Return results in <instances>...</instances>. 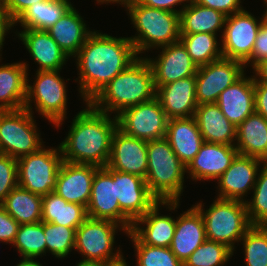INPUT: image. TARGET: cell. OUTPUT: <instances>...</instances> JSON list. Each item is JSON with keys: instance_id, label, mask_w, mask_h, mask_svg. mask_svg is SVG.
<instances>
[{"instance_id": "47", "label": "cell", "mask_w": 267, "mask_h": 266, "mask_svg": "<svg viewBox=\"0 0 267 266\" xmlns=\"http://www.w3.org/2000/svg\"><path fill=\"white\" fill-rule=\"evenodd\" d=\"M255 112L267 120V83L254 82Z\"/></svg>"}, {"instance_id": "21", "label": "cell", "mask_w": 267, "mask_h": 266, "mask_svg": "<svg viewBox=\"0 0 267 266\" xmlns=\"http://www.w3.org/2000/svg\"><path fill=\"white\" fill-rule=\"evenodd\" d=\"M237 155L238 151L234 145L204 142L186 167V173L193 181L217 180Z\"/></svg>"}, {"instance_id": "8", "label": "cell", "mask_w": 267, "mask_h": 266, "mask_svg": "<svg viewBox=\"0 0 267 266\" xmlns=\"http://www.w3.org/2000/svg\"><path fill=\"white\" fill-rule=\"evenodd\" d=\"M127 234L120 224L101 219L87 218L77 229L74 250L84 257L82 260L119 264L125 259L120 247L113 253L117 229ZM120 249V250H119Z\"/></svg>"}, {"instance_id": "9", "label": "cell", "mask_w": 267, "mask_h": 266, "mask_svg": "<svg viewBox=\"0 0 267 266\" xmlns=\"http://www.w3.org/2000/svg\"><path fill=\"white\" fill-rule=\"evenodd\" d=\"M32 115L25 108L0 111V153L19 159L44 146Z\"/></svg>"}, {"instance_id": "2", "label": "cell", "mask_w": 267, "mask_h": 266, "mask_svg": "<svg viewBox=\"0 0 267 266\" xmlns=\"http://www.w3.org/2000/svg\"><path fill=\"white\" fill-rule=\"evenodd\" d=\"M71 122L68 135L59 144L63 161L76 164L107 166L118 119L95 109L90 103Z\"/></svg>"}, {"instance_id": "49", "label": "cell", "mask_w": 267, "mask_h": 266, "mask_svg": "<svg viewBox=\"0 0 267 266\" xmlns=\"http://www.w3.org/2000/svg\"><path fill=\"white\" fill-rule=\"evenodd\" d=\"M13 27V23L9 20L6 12L4 10H0V60H1V52L2 47L4 46L3 42L5 40L6 33L9 32Z\"/></svg>"}, {"instance_id": "56", "label": "cell", "mask_w": 267, "mask_h": 266, "mask_svg": "<svg viewBox=\"0 0 267 266\" xmlns=\"http://www.w3.org/2000/svg\"><path fill=\"white\" fill-rule=\"evenodd\" d=\"M266 10L264 11L265 14H263L264 20L267 21V3H266Z\"/></svg>"}, {"instance_id": "38", "label": "cell", "mask_w": 267, "mask_h": 266, "mask_svg": "<svg viewBox=\"0 0 267 266\" xmlns=\"http://www.w3.org/2000/svg\"><path fill=\"white\" fill-rule=\"evenodd\" d=\"M240 242L246 266H267V226H252Z\"/></svg>"}, {"instance_id": "22", "label": "cell", "mask_w": 267, "mask_h": 266, "mask_svg": "<svg viewBox=\"0 0 267 266\" xmlns=\"http://www.w3.org/2000/svg\"><path fill=\"white\" fill-rule=\"evenodd\" d=\"M195 88V76L176 80L169 84L162 85L159 88H155V97L160 102L168 119L194 116L198 106Z\"/></svg>"}, {"instance_id": "30", "label": "cell", "mask_w": 267, "mask_h": 266, "mask_svg": "<svg viewBox=\"0 0 267 266\" xmlns=\"http://www.w3.org/2000/svg\"><path fill=\"white\" fill-rule=\"evenodd\" d=\"M239 155L255 157L267 163V120L254 112L236 128L234 145Z\"/></svg>"}, {"instance_id": "27", "label": "cell", "mask_w": 267, "mask_h": 266, "mask_svg": "<svg viewBox=\"0 0 267 266\" xmlns=\"http://www.w3.org/2000/svg\"><path fill=\"white\" fill-rule=\"evenodd\" d=\"M25 63L0 65V111L24 108L27 83L30 82L28 64Z\"/></svg>"}, {"instance_id": "17", "label": "cell", "mask_w": 267, "mask_h": 266, "mask_svg": "<svg viewBox=\"0 0 267 266\" xmlns=\"http://www.w3.org/2000/svg\"><path fill=\"white\" fill-rule=\"evenodd\" d=\"M179 203L180 201H157L142 217L133 223L131 232L143 244L155 247H170L176 220L170 215H159V207L163 205L166 209L175 211L179 207ZM143 224L145 227H141Z\"/></svg>"}, {"instance_id": "36", "label": "cell", "mask_w": 267, "mask_h": 266, "mask_svg": "<svg viewBox=\"0 0 267 266\" xmlns=\"http://www.w3.org/2000/svg\"><path fill=\"white\" fill-rule=\"evenodd\" d=\"M44 222L20 224L12 246L17 248L21 257L37 258L46 255Z\"/></svg>"}, {"instance_id": "11", "label": "cell", "mask_w": 267, "mask_h": 266, "mask_svg": "<svg viewBox=\"0 0 267 266\" xmlns=\"http://www.w3.org/2000/svg\"><path fill=\"white\" fill-rule=\"evenodd\" d=\"M117 119L118 128L129 136L146 141L166 137L169 119L156 97L124 109Z\"/></svg>"}, {"instance_id": "48", "label": "cell", "mask_w": 267, "mask_h": 266, "mask_svg": "<svg viewBox=\"0 0 267 266\" xmlns=\"http://www.w3.org/2000/svg\"><path fill=\"white\" fill-rule=\"evenodd\" d=\"M138 3L156 9H163L170 12L180 13L191 2V0H136ZM184 4L180 10H176L174 7L180 4Z\"/></svg>"}, {"instance_id": "23", "label": "cell", "mask_w": 267, "mask_h": 266, "mask_svg": "<svg viewBox=\"0 0 267 266\" xmlns=\"http://www.w3.org/2000/svg\"><path fill=\"white\" fill-rule=\"evenodd\" d=\"M245 74L223 90L216 102L224 116L236 127L255 112L254 76L246 77Z\"/></svg>"}, {"instance_id": "37", "label": "cell", "mask_w": 267, "mask_h": 266, "mask_svg": "<svg viewBox=\"0 0 267 266\" xmlns=\"http://www.w3.org/2000/svg\"><path fill=\"white\" fill-rule=\"evenodd\" d=\"M127 236L131 238L136 251V266H183L170 247L143 244L131 231L127 233Z\"/></svg>"}, {"instance_id": "4", "label": "cell", "mask_w": 267, "mask_h": 266, "mask_svg": "<svg viewBox=\"0 0 267 266\" xmlns=\"http://www.w3.org/2000/svg\"><path fill=\"white\" fill-rule=\"evenodd\" d=\"M146 184L158 201H179L183 193L186 166L166 138L147 141Z\"/></svg>"}, {"instance_id": "6", "label": "cell", "mask_w": 267, "mask_h": 266, "mask_svg": "<svg viewBox=\"0 0 267 266\" xmlns=\"http://www.w3.org/2000/svg\"><path fill=\"white\" fill-rule=\"evenodd\" d=\"M194 207L203 217L207 239L225 244L233 252L235 243L252 227L245 201L216 198L206 210L202 201Z\"/></svg>"}, {"instance_id": "5", "label": "cell", "mask_w": 267, "mask_h": 266, "mask_svg": "<svg viewBox=\"0 0 267 266\" xmlns=\"http://www.w3.org/2000/svg\"><path fill=\"white\" fill-rule=\"evenodd\" d=\"M138 36L129 37L136 53L180 41L179 13L151 8L133 0L126 7Z\"/></svg>"}, {"instance_id": "31", "label": "cell", "mask_w": 267, "mask_h": 266, "mask_svg": "<svg viewBox=\"0 0 267 266\" xmlns=\"http://www.w3.org/2000/svg\"><path fill=\"white\" fill-rule=\"evenodd\" d=\"M226 15L207 8L193 0L179 13L180 34L209 33L217 35L223 31Z\"/></svg>"}, {"instance_id": "32", "label": "cell", "mask_w": 267, "mask_h": 266, "mask_svg": "<svg viewBox=\"0 0 267 266\" xmlns=\"http://www.w3.org/2000/svg\"><path fill=\"white\" fill-rule=\"evenodd\" d=\"M87 218L85 206L67 202L55 191L42 196L43 222L77 229Z\"/></svg>"}, {"instance_id": "29", "label": "cell", "mask_w": 267, "mask_h": 266, "mask_svg": "<svg viewBox=\"0 0 267 266\" xmlns=\"http://www.w3.org/2000/svg\"><path fill=\"white\" fill-rule=\"evenodd\" d=\"M46 31L69 58L78 53L93 32L87 28L84 19L73 6Z\"/></svg>"}, {"instance_id": "19", "label": "cell", "mask_w": 267, "mask_h": 266, "mask_svg": "<svg viewBox=\"0 0 267 266\" xmlns=\"http://www.w3.org/2000/svg\"><path fill=\"white\" fill-rule=\"evenodd\" d=\"M259 158L237 155L230 167L217 179L218 198L244 200L248 191L254 188L261 164Z\"/></svg>"}, {"instance_id": "25", "label": "cell", "mask_w": 267, "mask_h": 266, "mask_svg": "<svg viewBox=\"0 0 267 266\" xmlns=\"http://www.w3.org/2000/svg\"><path fill=\"white\" fill-rule=\"evenodd\" d=\"M180 215L176 218V227L170 248L175 256L184 263L207 237L203 217L193 205Z\"/></svg>"}, {"instance_id": "52", "label": "cell", "mask_w": 267, "mask_h": 266, "mask_svg": "<svg viewBox=\"0 0 267 266\" xmlns=\"http://www.w3.org/2000/svg\"><path fill=\"white\" fill-rule=\"evenodd\" d=\"M36 258L22 257V260L16 266H43Z\"/></svg>"}, {"instance_id": "12", "label": "cell", "mask_w": 267, "mask_h": 266, "mask_svg": "<svg viewBox=\"0 0 267 266\" xmlns=\"http://www.w3.org/2000/svg\"><path fill=\"white\" fill-rule=\"evenodd\" d=\"M263 20V15L259 22L245 9L226 16L223 32L221 31L223 57L245 64L251 57Z\"/></svg>"}, {"instance_id": "28", "label": "cell", "mask_w": 267, "mask_h": 266, "mask_svg": "<svg viewBox=\"0 0 267 266\" xmlns=\"http://www.w3.org/2000/svg\"><path fill=\"white\" fill-rule=\"evenodd\" d=\"M194 118L204 142L235 145L237 127L224 116L216 103L198 105Z\"/></svg>"}, {"instance_id": "51", "label": "cell", "mask_w": 267, "mask_h": 266, "mask_svg": "<svg viewBox=\"0 0 267 266\" xmlns=\"http://www.w3.org/2000/svg\"><path fill=\"white\" fill-rule=\"evenodd\" d=\"M76 266H114V264L100 262V261L81 260L80 262L76 264Z\"/></svg>"}, {"instance_id": "55", "label": "cell", "mask_w": 267, "mask_h": 266, "mask_svg": "<svg viewBox=\"0 0 267 266\" xmlns=\"http://www.w3.org/2000/svg\"><path fill=\"white\" fill-rule=\"evenodd\" d=\"M114 266H129V265L126 263V260H124L123 262L116 264Z\"/></svg>"}, {"instance_id": "33", "label": "cell", "mask_w": 267, "mask_h": 266, "mask_svg": "<svg viewBox=\"0 0 267 266\" xmlns=\"http://www.w3.org/2000/svg\"><path fill=\"white\" fill-rule=\"evenodd\" d=\"M72 7L70 0H47L30 6L14 23L23 29L47 30Z\"/></svg>"}, {"instance_id": "42", "label": "cell", "mask_w": 267, "mask_h": 266, "mask_svg": "<svg viewBox=\"0 0 267 266\" xmlns=\"http://www.w3.org/2000/svg\"><path fill=\"white\" fill-rule=\"evenodd\" d=\"M18 186L17 159L0 153V205L6 196Z\"/></svg>"}, {"instance_id": "46", "label": "cell", "mask_w": 267, "mask_h": 266, "mask_svg": "<svg viewBox=\"0 0 267 266\" xmlns=\"http://www.w3.org/2000/svg\"><path fill=\"white\" fill-rule=\"evenodd\" d=\"M42 1L47 0H6L4 11L14 23L30 6Z\"/></svg>"}, {"instance_id": "44", "label": "cell", "mask_w": 267, "mask_h": 266, "mask_svg": "<svg viewBox=\"0 0 267 266\" xmlns=\"http://www.w3.org/2000/svg\"><path fill=\"white\" fill-rule=\"evenodd\" d=\"M20 224L0 205V241L13 244Z\"/></svg>"}, {"instance_id": "41", "label": "cell", "mask_w": 267, "mask_h": 266, "mask_svg": "<svg viewBox=\"0 0 267 266\" xmlns=\"http://www.w3.org/2000/svg\"><path fill=\"white\" fill-rule=\"evenodd\" d=\"M46 238V252L49 251L56 258L68 257L75 247L76 228L44 222Z\"/></svg>"}, {"instance_id": "26", "label": "cell", "mask_w": 267, "mask_h": 266, "mask_svg": "<svg viewBox=\"0 0 267 266\" xmlns=\"http://www.w3.org/2000/svg\"><path fill=\"white\" fill-rule=\"evenodd\" d=\"M165 138L186 167L204 143L194 116L169 119Z\"/></svg>"}, {"instance_id": "50", "label": "cell", "mask_w": 267, "mask_h": 266, "mask_svg": "<svg viewBox=\"0 0 267 266\" xmlns=\"http://www.w3.org/2000/svg\"><path fill=\"white\" fill-rule=\"evenodd\" d=\"M252 69L256 74L252 75L254 76V82L267 83V59L260 61Z\"/></svg>"}, {"instance_id": "45", "label": "cell", "mask_w": 267, "mask_h": 266, "mask_svg": "<svg viewBox=\"0 0 267 266\" xmlns=\"http://www.w3.org/2000/svg\"><path fill=\"white\" fill-rule=\"evenodd\" d=\"M195 3L222 12L226 16L244 10L241 0H193Z\"/></svg>"}, {"instance_id": "1", "label": "cell", "mask_w": 267, "mask_h": 266, "mask_svg": "<svg viewBox=\"0 0 267 266\" xmlns=\"http://www.w3.org/2000/svg\"><path fill=\"white\" fill-rule=\"evenodd\" d=\"M80 75L79 93L89 103L116 75L139 57L129 37L93 31L74 56Z\"/></svg>"}, {"instance_id": "18", "label": "cell", "mask_w": 267, "mask_h": 266, "mask_svg": "<svg viewBox=\"0 0 267 266\" xmlns=\"http://www.w3.org/2000/svg\"><path fill=\"white\" fill-rule=\"evenodd\" d=\"M107 166L145 179L148 167L147 141L129 136L117 128Z\"/></svg>"}, {"instance_id": "20", "label": "cell", "mask_w": 267, "mask_h": 266, "mask_svg": "<svg viewBox=\"0 0 267 266\" xmlns=\"http://www.w3.org/2000/svg\"><path fill=\"white\" fill-rule=\"evenodd\" d=\"M100 167L63 161L58 170L56 189L65 201L87 207L95 172Z\"/></svg>"}, {"instance_id": "16", "label": "cell", "mask_w": 267, "mask_h": 266, "mask_svg": "<svg viewBox=\"0 0 267 266\" xmlns=\"http://www.w3.org/2000/svg\"><path fill=\"white\" fill-rule=\"evenodd\" d=\"M160 48L162 52L155 59L145 57L153 71L155 88L196 75L198 67L181 41Z\"/></svg>"}, {"instance_id": "39", "label": "cell", "mask_w": 267, "mask_h": 266, "mask_svg": "<svg viewBox=\"0 0 267 266\" xmlns=\"http://www.w3.org/2000/svg\"><path fill=\"white\" fill-rule=\"evenodd\" d=\"M225 244L206 239L183 263V266H223L233 255Z\"/></svg>"}, {"instance_id": "13", "label": "cell", "mask_w": 267, "mask_h": 266, "mask_svg": "<svg viewBox=\"0 0 267 266\" xmlns=\"http://www.w3.org/2000/svg\"><path fill=\"white\" fill-rule=\"evenodd\" d=\"M245 68L242 62L224 57L198 67L195 75L197 104L216 103L220 93L237 81Z\"/></svg>"}, {"instance_id": "43", "label": "cell", "mask_w": 267, "mask_h": 266, "mask_svg": "<svg viewBox=\"0 0 267 266\" xmlns=\"http://www.w3.org/2000/svg\"><path fill=\"white\" fill-rule=\"evenodd\" d=\"M264 59H267V21L265 20L262 21V25L257 34L251 57L244 66L247 67V64L250 63L249 65L253 68L257 63Z\"/></svg>"}, {"instance_id": "3", "label": "cell", "mask_w": 267, "mask_h": 266, "mask_svg": "<svg viewBox=\"0 0 267 266\" xmlns=\"http://www.w3.org/2000/svg\"><path fill=\"white\" fill-rule=\"evenodd\" d=\"M156 95L153 71L147 59L139 56L116 75L89 103L107 114L152 100Z\"/></svg>"}, {"instance_id": "35", "label": "cell", "mask_w": 267, "mask_h": 266, "mask_svg": "<svg viewBox=\"0 0 267 266\" xmlns=\"http://www.w3.org/2000/svg\"><path fill=\"white\" fill-rule=\"evenodd\" d=\"M216 36L205 32L180 34V41L186 47L197 67L207 65L223 57L222 48Z\"/></svg>"}, {"instance_id": "40", "label": "cell", "mask_w": 267, "mask_h": 266, "mask_svg": "<svg viewBox=\"0 0 267 266\" xmlns=\"http://www.w3.org/2000/svg\"><path fill=\"white\" fill-rule=\"evenodd\" d=\"M253 188V198L245 201L252 226H267V163L262 164Z\"/></svg>"}, {"instance_id": "14", "label": "cell", "mask_w": 267, "mask_h": 266, "mask_svg": "<svg viewBox=\"0 0 267 266\" xmlns=\"http://www.w3.org/2000/svg\"><path fill=\"white\" fill-rule=\"evenodd\" d=\"M112 176L121 212L134 223L158 200L150 193L146 181L140 176L104 167Z\"/></svg>"}, {"instance_id": "54", "label": "cell", "mask_w": 267, "mask_h": 266, "mask_svg": "<svg viewBox=\"0 0 267 266\" xmlns=\"http://www.w3.org/2000/svg\"><path fill=\"white\" fill-rule=\"evenodd\" d=\"M5 3H6V0H0V10L5 9Z\"/></svg>"}, {"instance_id": "34", "label": "cell", "mask_w": 267, "mask_h": 266, "mask_svg": "<svg viewBox=\"0 0 267 266\" xmlns=\"http://www.w3.org/2000/svg\"><path fill=\"white\" fill-rule=\"evenodd\" d=\"M1 206L19 223H37L42 220V196L20 186L15 187Z\"/></svg>"}, {"instance_id": "7", "label": "cell", "mask_w": 267, "mask_h": 266, "mask_svg": "<svg viewBox=\"0 0 267 266\" xmlns=\"http://www.w3.org/2000/svg\"><path fill=\"white\" fill-rule=\"evenodd\" d=\"M33 85L27 83V95L24 108L35 110L57 128L62 125L67 110V87L65 80L60 76V70L36 71Z\"/></svg>"}, {"instance_id": "10", "label": "cell", "mask_w": 267, "mask_h": 266, "mask_svg": "<svg viewBox=\"0 0 267 266\" xmlns=\"http://www.w3.org/2000/svg\"><path fill=\"white\" fill-rule=\"evenodd\" d=\"M17 159L18 186L38 195L56 189L58 170L63 157L58 148H44Z\"/></svg>"}, {"instance_id": "53", "label": "cell", "mask_w": 267, "mask_h": 266, "mask_svg": "<svg viewBox=\"0 0 267 266\" xmlns=\"http://www.w3.org/2000/svg\"><path fill=\"white\" fill-rule=\"evenodd\" d=\"M97 3L103 4V3H119L120 5H124L126 7L128 4H130L133 0H96Z\"/></svg>"}, {"instance_id": "15", "label": "cell", "mask_w": 267, "mask_h": 266, "mask_svg": "<svg viewBox=\"0 0 267 266\" xmlns=\"http://www.w3.org/2000/svg\"><path fill=\"white\" fill-rule=\"evenodd\" d=\"M86 210L89 218L110 220L131 231L133 223L121 212L113 176L104 167L95 172Z\"/></svg>"}, {"instance_id": "24", "label": "cell", "mask_w": 267, "mask_h": 266, "mask_svg": "<svg viewBox=\"0 0 267 266\" xmlns=\"http://www.w3.org/2000/svg\"><path fill=\"white\" fill-rule=\"evenodd\" d=\"M30 56L39 65L37 71L60 70L69 59L46 30L23 29L17 32Z\"/></svg>"}]
</instances>
